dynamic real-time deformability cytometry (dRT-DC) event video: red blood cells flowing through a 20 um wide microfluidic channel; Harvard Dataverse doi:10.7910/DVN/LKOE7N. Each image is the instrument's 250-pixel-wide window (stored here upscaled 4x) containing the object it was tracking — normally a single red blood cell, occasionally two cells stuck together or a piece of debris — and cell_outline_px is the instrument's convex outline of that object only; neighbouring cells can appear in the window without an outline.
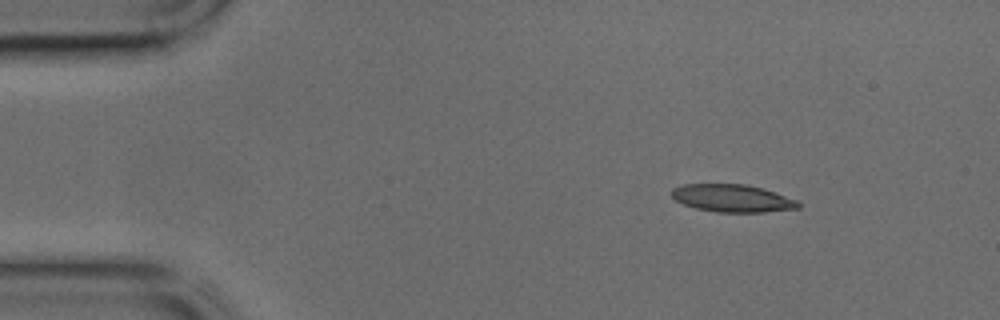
{"species": "common noctule bat (a hibernating species)", "species_latin": "Nyctalus noctula", "temperature_condition": "cold", "stored_images_in_passage": 10, "camera_frame_rate_fps": 3000, "um_per_image_px": 0.085, "animal": {"sex": "male", "body_mass_g": 17.9, "forearm_length_mm": 54.2}, "frame": {"image": 1, "passage_image": 1, "time_ms": 0.0, "image_size_px": [1000, 320], "cell_outline_px": [[800, 208], [764, 212], [716, 212], [696, 208], [684, 204], [676, 200], [672, 196], [672, 188], [684, 184], [744, 184], [760, 188], [796, 200], [800, 204]], "centroid_in_image_um": [62.22, 16.85], "position_along_channel_um": 22.8, "area_um2": 20.06}}
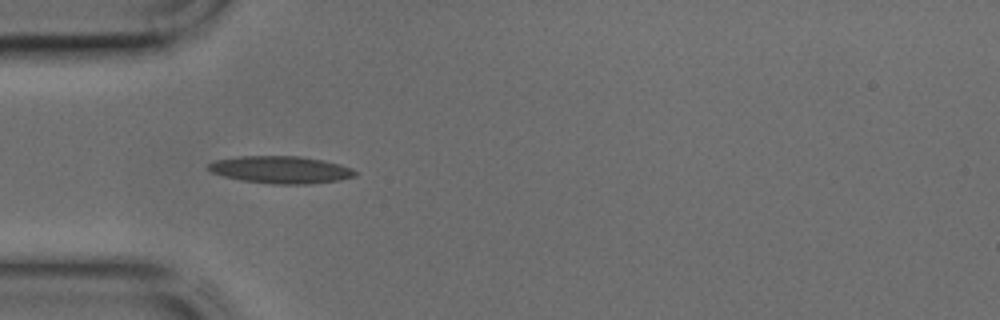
{"frame": {"image": 2, "passage_image": 8, "time_ms": 2.333, "image_size_px": [1000, 320], "cell_outline_px": [[356, 176], [340, 180], [312, 184], [272, 184], [240, 180], [224, 176], [212, 172], [208, 168], [208, 164], [216, 160], [240, 156], [300, 156], [324, 160], [340, 164], [352, 168], [356, 172]], "centroid_in_image_um": [23.9, 14.43], "position_along_channel_um": 61.1, "area_um2": 23.41}}